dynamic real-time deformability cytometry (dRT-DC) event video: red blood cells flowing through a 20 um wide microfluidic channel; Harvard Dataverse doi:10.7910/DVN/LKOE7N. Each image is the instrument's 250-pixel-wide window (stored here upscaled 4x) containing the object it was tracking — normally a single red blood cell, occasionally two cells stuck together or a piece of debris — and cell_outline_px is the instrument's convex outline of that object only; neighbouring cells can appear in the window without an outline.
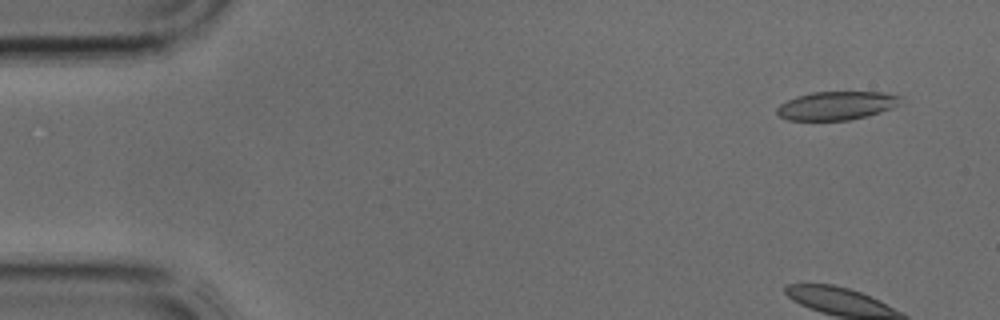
{"species": "common noctule bat (a hibernating species)", "species_latin": "Nyctalus noctula", "temperature_condition": "cold", "stored_images_in_passage": 12, "camera_frame_rate_fps": 3000, "um_per_image_px": 0.085, "animal": {"sex": "male", "body_mass_g": 17.9, "forearm_length_mm": 54.2}, "frame": {"image": 1, "passage_image": 3, "time_ms": 0.667, "image_size_px": [1000, 320], "cell_outline_px": [[904, 104], [880, 112], [848, 120], [788, 120], [780, 116], [776, 112], [776, 108], [780, 104], [796, 96], [812, 92], [884, 92], [900, 96]], "centroid_in_image_um": [71.13, 8.97], "position_along_channel_um": 13.9, "area_um2": 20.58}}